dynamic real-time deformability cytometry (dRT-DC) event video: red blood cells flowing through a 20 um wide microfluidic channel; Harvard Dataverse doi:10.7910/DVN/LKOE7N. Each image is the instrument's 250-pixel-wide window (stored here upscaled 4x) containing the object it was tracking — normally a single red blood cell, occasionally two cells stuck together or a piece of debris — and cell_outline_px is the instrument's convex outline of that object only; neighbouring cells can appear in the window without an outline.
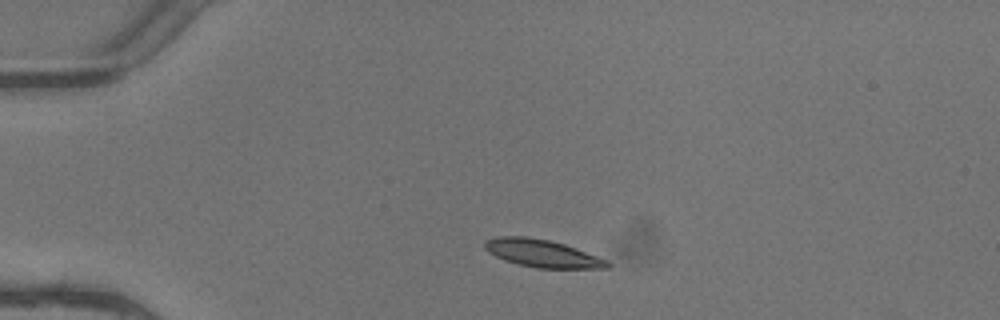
{"species": "common noctule bat (a hibernating species)", "species_latin": "Nyctalus noctula", "temperature_condition": "warm", "stored_images_in_passage": 2, "camera_frame_rate_fps": 3000, "um_per_image_px": 0.085, "animal": {"sex": "female"}, "frame": {"image": 1, "passage_image": 1, "time_ms": 0.0, "image_size_px": [1000, 320], "cell_outline_px": [[612, 264], [608, 268], [536, 268], [516, 264], [504, 260], [488, 252], [484, 248], [484, 240], [500, 236], [528, 236], [548, 240], [564, 244], [576, 248], [608, 260]], "centroid_in_image_um": [46.08, 21.54], "position_along_channel_um": 38.9, "area_um2": 19.83}}